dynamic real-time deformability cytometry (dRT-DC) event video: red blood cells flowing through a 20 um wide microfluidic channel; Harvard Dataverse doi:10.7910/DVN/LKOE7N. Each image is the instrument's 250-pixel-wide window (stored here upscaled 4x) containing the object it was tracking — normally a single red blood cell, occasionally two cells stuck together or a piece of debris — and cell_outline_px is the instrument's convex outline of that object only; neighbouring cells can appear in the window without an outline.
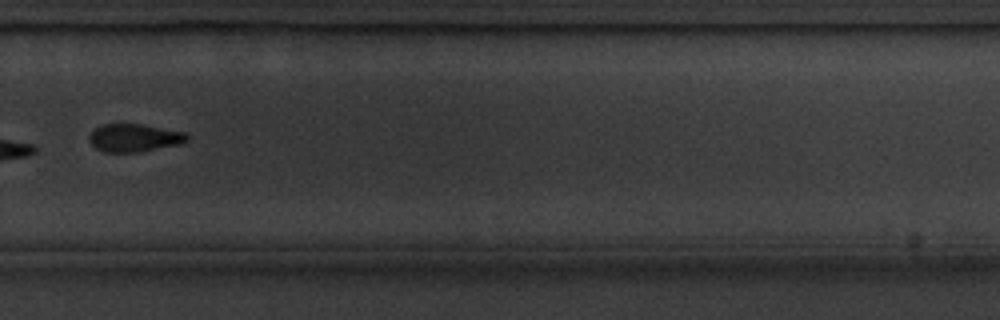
{"species": "common noctule bat (a hibernating species)", "species_latin": "Nyctalus noctula", "temperature_condition": "cold", "stored_images_in_passage": 14, "camera_frame_rate_fps": 3000, "um_per_image_px": 0.085, "animal": {"sex": "male", "body_mass_g": 20.1, "forearm_length_mm": 53.5}, "frame": {"image": 1, "passage_image": 10, "time_ms": 11.0, "image_size_px": [1000, 320], "cell_outline_px": [[188, 140], [180, 144], [136, 152], [104, 152], [96, 148], [88, 140], [88, 136], [96, 128], [104, 124], [140, 124], [184, 132], [188, 136]], "centroid_in_image_um": [11.39, 11.72], "position_along_channel_um": 318.4, "area_um2": 15.66}, "authors_computed_cell_mechanics": {"area_um2": 19.0451, "velocity_mm_per_s": 3.5808, "shape_relaxation_time_tau1_ms": 2.0729, "shape_relaxation_time_tau2_ms": 5.972, "deformation_change_tau1": 0.1621, "deformation_change_tau2": 0.1032}}